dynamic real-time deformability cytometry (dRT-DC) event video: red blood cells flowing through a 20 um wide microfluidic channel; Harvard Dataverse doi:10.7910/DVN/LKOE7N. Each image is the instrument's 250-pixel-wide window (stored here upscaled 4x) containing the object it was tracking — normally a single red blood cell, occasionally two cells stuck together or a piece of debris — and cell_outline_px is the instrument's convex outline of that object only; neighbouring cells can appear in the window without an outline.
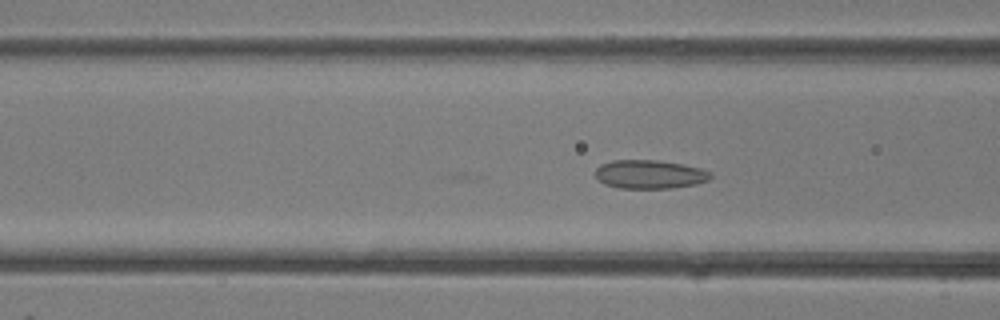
{"species": "common noctule bat (a hibernating species)", "species_latin": "Nyctalus noctula", "temperature_condition": "room temperature", "stored_images_in_passage": 40, "camera_frame_rate_fps": 3000, "um_per_image_px": 0.085, "animal": {"sex": "female"}, "frame": {"image": 1, "passage_image": 16, "time_ms": 5.0, "image_size_px": [1000, 320], "cell_outline_px": [[712, 176], [708, 180], [696, 184], [672, 188], [620, 188], [604, 184], [596, 176], [596, 168], [600, 164], [612, 160], [656, 160], [684, 164], [700, 168], [712, 172]], "centroid_in_image_um": [55.24, 14.81], "position_along_channel_um": 111.4, "area_um2": 19.31}}
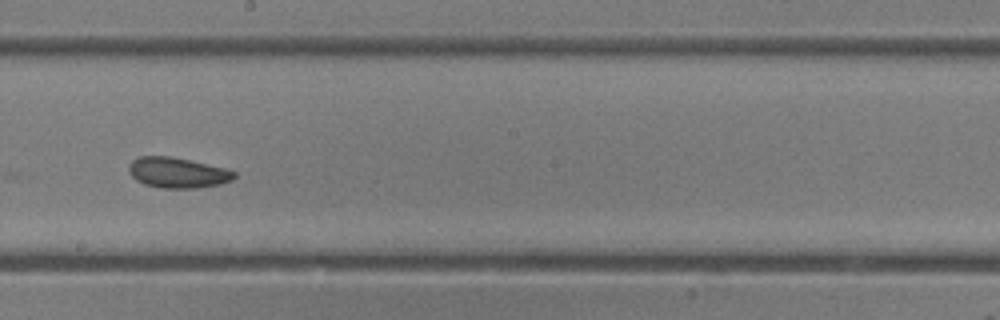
{"frame": {"image": 2, "passage_image": 23, "time_ms": 7.333, "image_size_px": [1000, 320], "cell_outline_px": [[236, 176], [232, 180], [220, 184], [196, 188], [160, 188], [144, 184], [136, 180], [128, 172], [128, 164], [132, 160], [140, 156], [172, 156], [224, 168], [236, 172]], "centroid_in_image_um": [15.06, 14.68], "position_along_channel_um": 233.1, "area_um2": 18.79}}
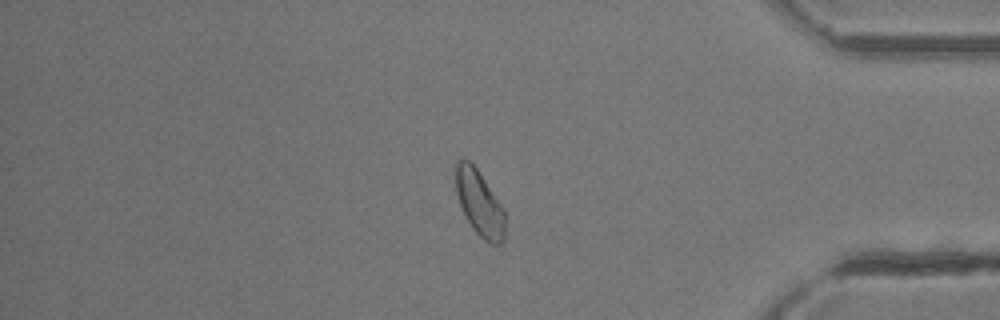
{"frame": {"image": 3, "passage_image": 34, "time_ms": 11.0, "image_size_px": [1000, 320], "cell_outline_px": [[504, 240], [500, 244], [492, 244], [484, 240], [472, 228], [460, 204], [456, 192], [456, 160], [464, 156], [476, 168], [504, 208]], "centroid_in_image_um": [40.75, 17.25], "position_along_channel_um": 394.4, "area_um2": 18.61}}